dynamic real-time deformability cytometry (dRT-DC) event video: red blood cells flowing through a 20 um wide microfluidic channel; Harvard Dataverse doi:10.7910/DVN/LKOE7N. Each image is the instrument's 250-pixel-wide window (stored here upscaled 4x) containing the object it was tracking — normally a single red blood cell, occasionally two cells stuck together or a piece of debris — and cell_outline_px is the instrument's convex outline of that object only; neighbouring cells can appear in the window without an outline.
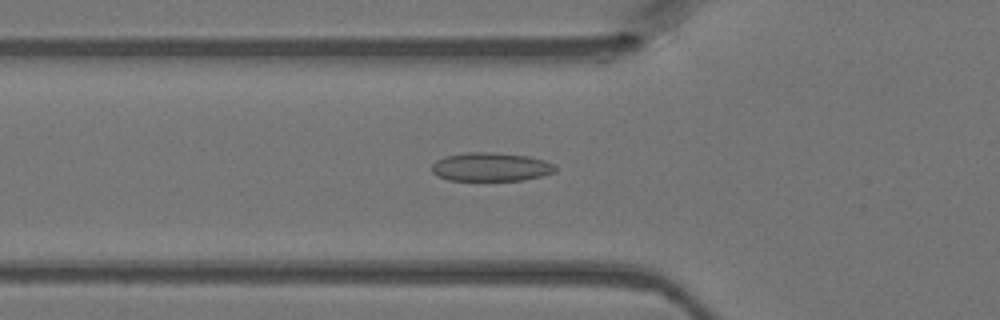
{"species": "Egyptian fruit bat (a non-hibernating species)", "species_latin": "Rousettus aegyptiacus", "temperature_condition": "warm", "stored_images_in_passage": 37, "camera_frame_rate_fps": 3000, "um_per_image_px": 0.085, "animal": {"sex": "female"}, "frame": {"image": 1, "passage_image": 6, "time_ms": 1.667, "image_size_px": [1000, 320], "cell_outline_px": [[556, 172], [524, 180], [448, 180], [436, 176], [432, 172], [432, 164], [436, 160], [444, 156], [468, 152], [492, 152], [528, 156], [544, 160], [556, 164]], "centroid_in_image_um": [41.72, 14.18], "position_along_channel_um": 84.1, "area_um2": 20.75}}
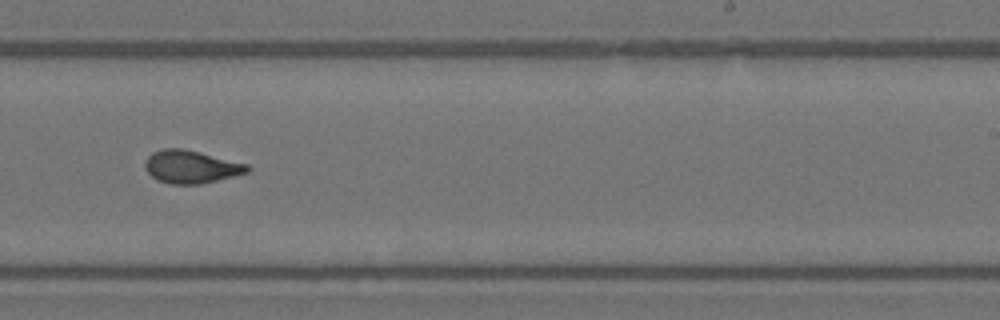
{"frame": {"image": 2, "passage_image": 19, "time_ms": 6.0, "image_size_px": [1000, 320], "cell_outline_px": [[252, 168], [248, 172], [200, 184], [168, 184], [156, 180], [144, 168], [144, 160], [152, 152], [164, 148], [184, 148], [248, 164]], "centroid_in_image_um": [16.2, 14.17], "position_along_channel_um": 272.8, "area_um2": 19.71}}
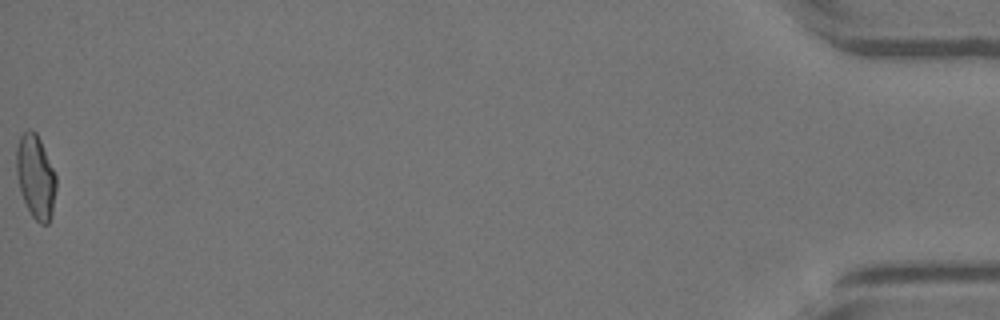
{"frame": {"image": 3, "passage_image": 37, "time_ms": 12.0, "image_size_px": [1000, 320], "cell_outline_px": [[56, 188], [52, 216], [48, 224], [40, 224], [32, 216], [20, 192], [16, 172], [16, 148], [20, 136], [28, 128], [32, 128], [36, 132], [40, 140], [56, 176]], "centroid_in_image_um": [3.02, 15.02], "position_along_channel_um": 432.2, "area_um2": 19.42}}